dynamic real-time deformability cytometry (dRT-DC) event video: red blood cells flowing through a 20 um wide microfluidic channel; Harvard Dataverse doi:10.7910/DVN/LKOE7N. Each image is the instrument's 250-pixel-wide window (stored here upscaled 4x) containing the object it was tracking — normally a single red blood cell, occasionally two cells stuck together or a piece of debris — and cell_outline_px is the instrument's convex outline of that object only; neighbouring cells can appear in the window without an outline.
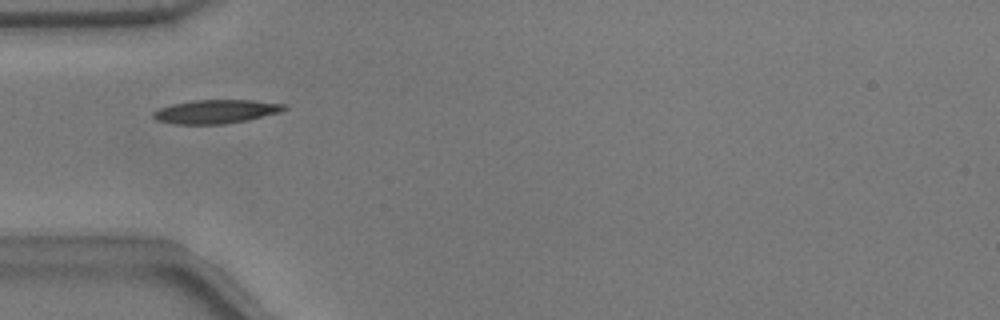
{"species": "common noctule bat (a hibernating species)", "species_latin": "Nyctalus noctula", "temperature_condition": "warm", "stored_images_in_passage": 38, "camera_frame_rate_fps": 3000, "um_per_image_px": 0.085, "animal": {"sex": "male", "body_mass_g": 17.9}, "frame": {"image": 1, "passage_image": 1, "time_ms": 0.0, "image_size_px": [1000, 320], "cell_outline_px": [[288, 108], [280, 112], [248, 120], [224, 124], [176, 124], [156, 120], [152, 116], [152, 112], [160, 108], [172, 104], [192, 100], [252, 100], [288, 104]], "centroid_in_image_um": [18.38, 9.48], "position_along_channel_um": 66.6, "area_um2": 18.21}}
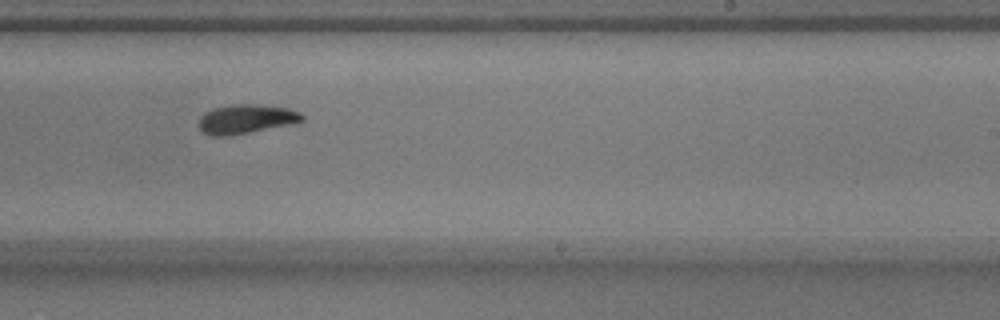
{"frame": {"image": 2, "passage_image": 17, "time_ms": 5.333, "image_size_px": [1000, 320], "cell_outline_px": [[304, 120], [296, 124], [224, 136], [212, 136], [204, 132], [200, 128], [200, 116], [204, 112], [216, 108], [236, 104], [256, 104], [288, 108], [300, 112], [304, 116]], "centroid_in_image_um": [20.98, 10.11], "position_along_channel_um": 268.0, "area_um2": 17.46}}
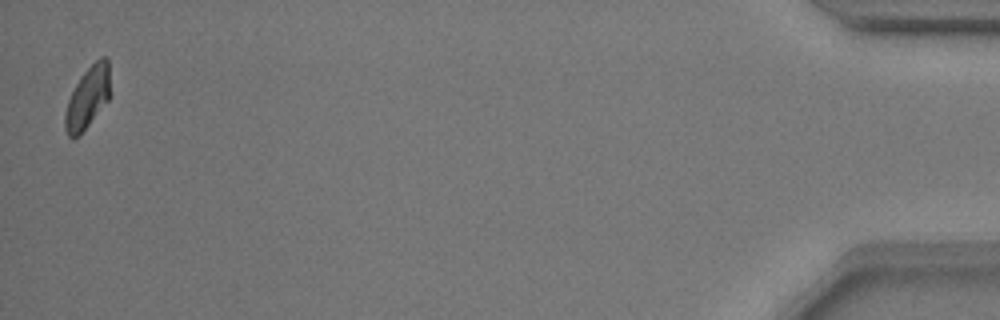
{"frame": {"image": 3, "passage_image": 37, "time_ms": 12.0, "image_size_px": [1000, 320], "cell_outline_px": [[108, 100], [80, 136], [68, 136], [64, 128], [64, 112], [68, 100], [76, 84], [84, 72], [100, 56], [104, 56], [108, 60]], "centroid_in_image_um": [7.41, 8.33], "position_along_channel_um": 427.8, "area_um2": 15.9}, "authors_computed_cell_mechanics": {"area_um2": 17.1377, "velocity_mm_per_s": 3.7725, "shape_relaxation_time_tau1_ms": 3.174, "shape_relaxation_time_tau2_ms": 2.7115, "deformation_change_tau1": 0.1194, "deformation_change_tau2": 0.0681}}